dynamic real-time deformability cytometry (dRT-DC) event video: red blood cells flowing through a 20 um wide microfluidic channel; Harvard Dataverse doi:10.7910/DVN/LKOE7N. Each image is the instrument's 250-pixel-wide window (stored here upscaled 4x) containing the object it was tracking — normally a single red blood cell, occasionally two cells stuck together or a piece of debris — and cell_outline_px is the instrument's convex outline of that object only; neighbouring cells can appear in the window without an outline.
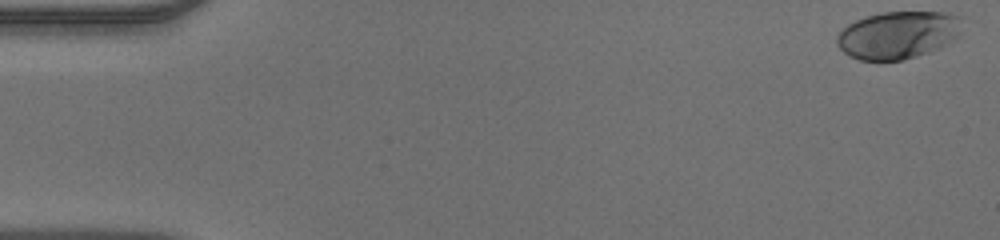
{"species": "human", "species_latin": "Homo sapiens", "temperature_condition": "warm", "stored_images_in_passage": 50, "camera_frame_rate_fps": 3000, "um_per_image_px": 0.085, "donor": {"sex": "male"}, "frame": {"image": 1, "passage_image": 1, "time_ms": 0.0, "image_size_px": [1000, 240], "cell_outline_px": [[960, 32], [956, 36], [940, 48], [916, 56], [900, 60], [860, 60], [844, 52], [836, 44], [836, 36], [848, 24], [856, 20], [880, 12], [948, 12], [960, 16]], "centroid_in_image_um": [76.31, 2.96], "position_along_channel_um": 8.7, "area_um2": 34.39}}
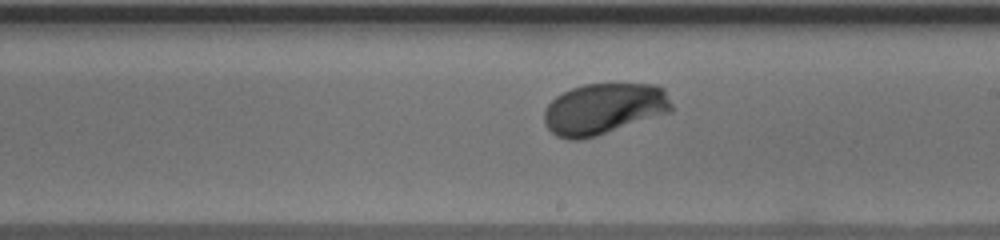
{"frame": {"image": 2, "passage_image": 29, "time_ms": 9.333, "image_size_px": [1000, 240], "cell_outline_px": [[672, 112], [596, 136], [580, 140], [568, 140], [556, 136], [548, 128], [544, 120], [544, 112], [548, 104], [556, 96], [572, 88], [584, 84], [656, 84], [664, 88], [672, 104]], "centroid_in_image_um": [51.34, 9.25], "position_along_channel_um": 237.7, "area_um2": 38.15}}
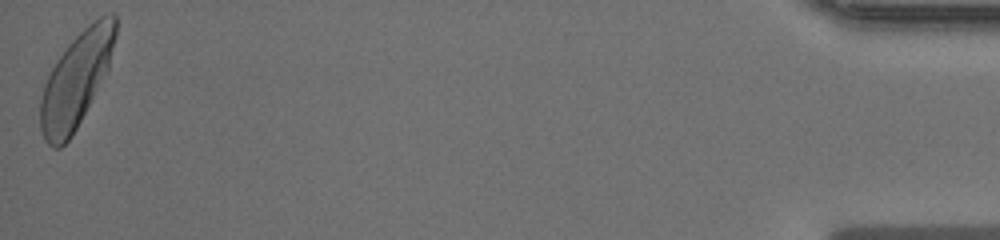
{"frame": {"image": 3, "passage_image": 50, "time_ms": 16.333, "image_size_px": [1000, 240], "cell_outline_px": [[116, 36], [108, 68], [72, 136], [60, 148], [52, 148], [44, 140], [40, 132], [40, 100], [44, 84], [56, 60], [68, 44], [88, 24], [104, 12], [112, 12], [116, 16]], "centroid_in_image_um": [6.46, 6.77], "position_along_channel_um": 428.7, "area_um2": 41.15}}